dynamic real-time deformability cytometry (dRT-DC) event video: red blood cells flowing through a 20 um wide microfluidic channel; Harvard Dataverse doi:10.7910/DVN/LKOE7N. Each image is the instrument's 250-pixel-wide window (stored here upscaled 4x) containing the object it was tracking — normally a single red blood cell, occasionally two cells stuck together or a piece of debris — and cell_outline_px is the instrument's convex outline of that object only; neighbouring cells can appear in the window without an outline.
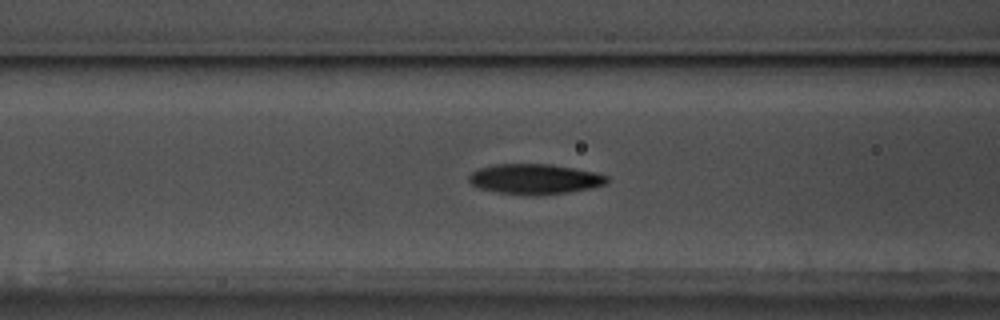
{"species": "common noctule bat (a hibernating species)", "species_latin": "Nyctalus noctula", "temperature_condition": "warm", "stored_images_in_passage": 42, "camera_frame_rate_fps": 3000, "um_per_image_px": 0.085, "animal": {"sex": "male", "body_mass_g": 17.5, "forearm_length_mm": 52.3}, "frame": {"image": 1, "passage_image": 7, "time_ms": 2.0, "image_size_px": [1000, 320], "cell_outline_px": [[608, 180], [604, 184], [588, 188], [568, 192], [536, 196], [532, 196], [496, 192], [480, 188], [472, 184], [468, 180], [468, 176], [472, 172], [480, 168], [496, 164], [548, 164], [572, 168], [592, 172], [608, 176]], "centroid_in_image_um": [45.4, 15.23], "position_along_channel_um": 121.2, "area_um2": 24.04}}
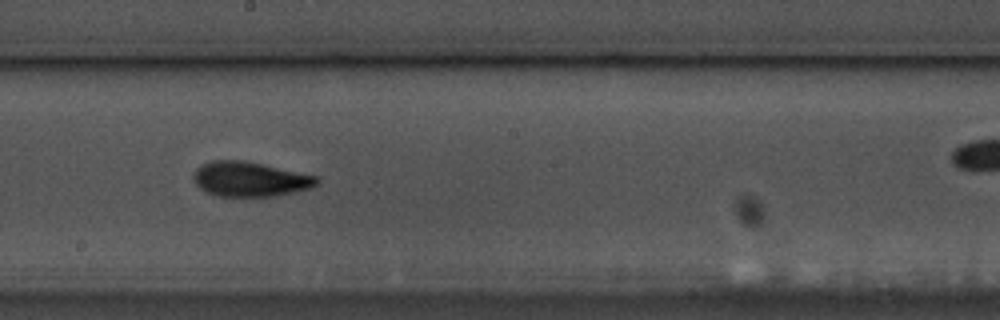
{"frame": {"image": 2, "passage_image": 16, "time_ms": 5.0, "image_size_px": [1000, 320], "cell_outline_px": [[320, 184], [312, 188], [296, 192], [276, 196], [216, 196], [200, 188], [192, 180], [192, 176], [196, 168], [200, 164], [212, 160], [244, 160], [316, 176], [320, 180]], "centroid_in_image_um": [21.24, 15.23], "position_along_channel_um": 227.0, "area_um2": 25.2}}
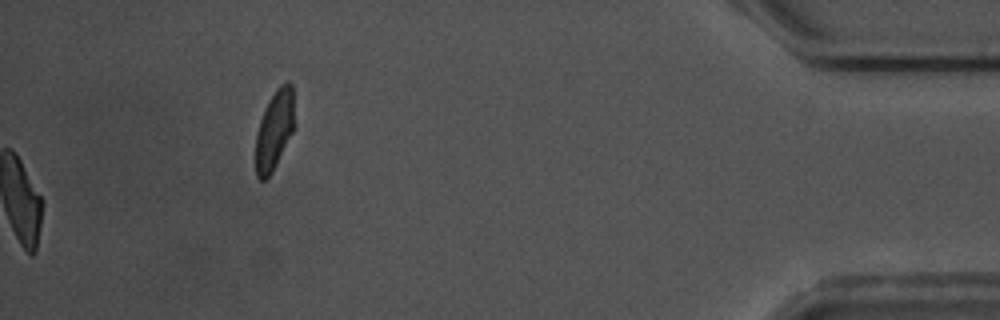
{"frame": {"image": 3, "passage_image": 42, "time_ms": 13.667, "image_size_px": [1000, 320], "cell_outline_px": [[292, 132], [272, 172], [264, 180], [260, 180], [256, 176], [256, 132], [264, 108], [268, 100], [276, 88], [280, 84], [288, 80], [292, 84]], "centroid_in_image_um": [23.28, 11.03], "position_along_channel_um": 411.9, "area_um2": 17.51}, "authors_computed_cell_mechanics": {"area_um2": 23.7558, "velocity_mm_per_s": 3.5389, "shape_relaxation_time_tau1_ms": 3.2546, "shape_relaxation_time_tau2_ms": 1.8427, "deformation_change_tau1": 0.1489, "deformation_change_tau2": 0.0844}}